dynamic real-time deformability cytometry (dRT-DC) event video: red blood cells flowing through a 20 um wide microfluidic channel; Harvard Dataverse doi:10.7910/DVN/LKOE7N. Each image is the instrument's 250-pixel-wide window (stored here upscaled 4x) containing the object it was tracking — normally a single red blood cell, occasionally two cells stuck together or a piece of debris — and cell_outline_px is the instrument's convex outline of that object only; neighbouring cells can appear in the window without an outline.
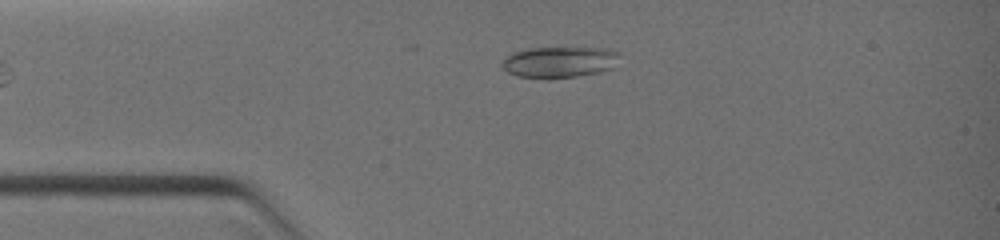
{"species": "common noctule bat (a hibernating species)", "species_latin": "Nyctalus noctula", "temperature_condition": "warm", "stored_images_in_passage": 7, "camera_frame_rate_fps": 3000, "um_per_image_px": 0.085, "animal": {"sex": "female", "body_mass_g": 19.0, "forearm_length_mm": 51.5}, "frame": {"image": 1, "passage_image": 3, "time_ms": 1.667, "image_size_px": [1000, 240], "cell_outline_px": [[620, 52], [612, 68], [600, 72], [576, 76], [548, 80], [544, 80], [516, 76], [508, 72], [500, 64], [504, 56], [512, 52], [528, 48], [604, 48]], "centroid_in_image_um": [47.47, 5.29], "position_along_channel_um": 37.5, "area_um2": 21.68}}
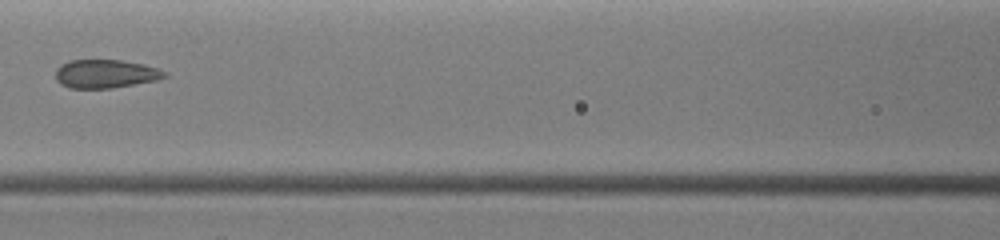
{"frame": {"image": 2, "passage_image": 6, "time_ms": 4.333, "image_size_px": [1000, 240], "cell_outline_px": [[168, 76], [156, 80], [112, 88], [68, 88], [60, 84], [56, 80], [56, 68], [60, 64], [68, 60], [120, 60], [144, 64], [160, 68], [168, 72]], "centroid_in_image_um": [8.97, 6.27], "position_along_channel_um": 157.6, "area_um2": 18.32}}
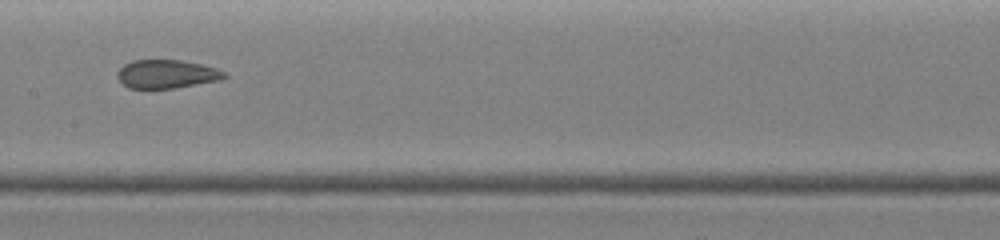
{"frame": {"image": 3, "passage_image": 7, "time_ms": 5.0, "image_size_px": [1000, 240], "cell_outline_px": [[228, 76], [220, 80], [176, 88], [128, 88], [116, 76], [116, 72], [124, 64], [132, 60], [180, 60], [200, 64], [216, 68], [224, 72]], "centroid_in_image_um": [14.15, 6.29], "position_along_channel_um": 193.2, "area_um2": 17.74}}